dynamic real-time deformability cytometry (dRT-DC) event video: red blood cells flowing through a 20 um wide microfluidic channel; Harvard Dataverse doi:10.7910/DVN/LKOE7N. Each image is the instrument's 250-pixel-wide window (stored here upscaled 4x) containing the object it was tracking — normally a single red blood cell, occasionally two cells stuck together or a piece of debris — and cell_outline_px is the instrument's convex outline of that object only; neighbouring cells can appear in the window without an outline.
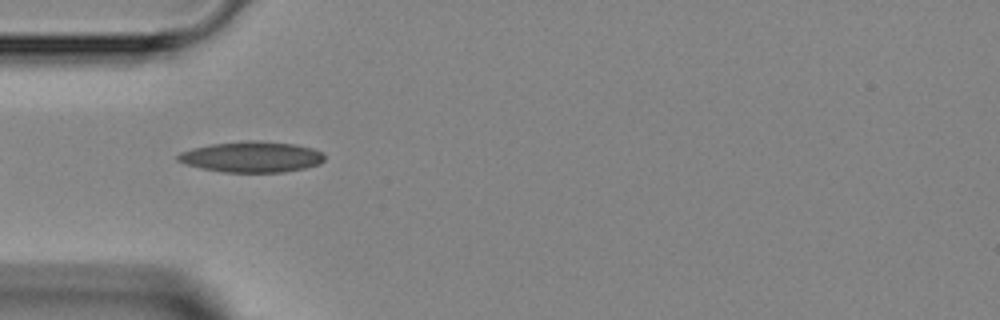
{"species": "Egyptian fruit bat (a non-hibernating species)", "species_latin": "Rousettus aegyptiacus", "temperature_condition": "room temperature", "stored_images_in_passage": 3, "camera_frame_rate_fps": 3000, "um_per_image_px": 0.085, "animal": {"sex": "female"}, "frame": {"image": 1, "passage_image": 1, "time_ms": 0.0, "image_size_px": [1000, 320], "cell_outline_px": [[324, 160], [320, 164], [304, 168], [284, 172], [224, 172], [200, 168], [184, 164], [176, 160], [176, 156], [180, 152], [192, 148], [212, 144], [248, 140], [260, 140], [296, 144], [312, 148], [324, 152]], "centroid_in_image_um": [21.39, 13.33], "position_along_channel_um": 63.6, "area_um2": 26.59}}
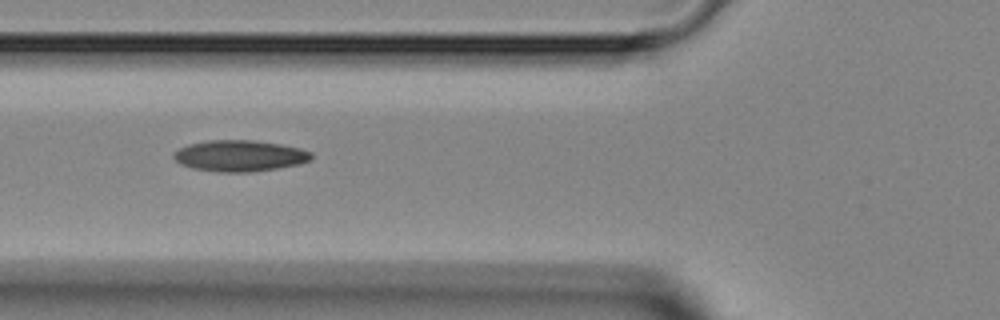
{"frame": {"image": 2, "passage_image": 2, "time_ms": 1.0, "image_size_px": [1000, 320], "cell_outline_px": [[312, 160], [300, 164], [252, 172], [220, 172], [192, 168], [180, 164], [172, 156], [172, 152], [188, 144], [208, 140], [252, 140], [280, 144], [300, 148], [312, 152]], "centroid_in_image_um": [20.37, 13.24], "position_along_channel_um": 105.4, "area_um2": 25.14}}
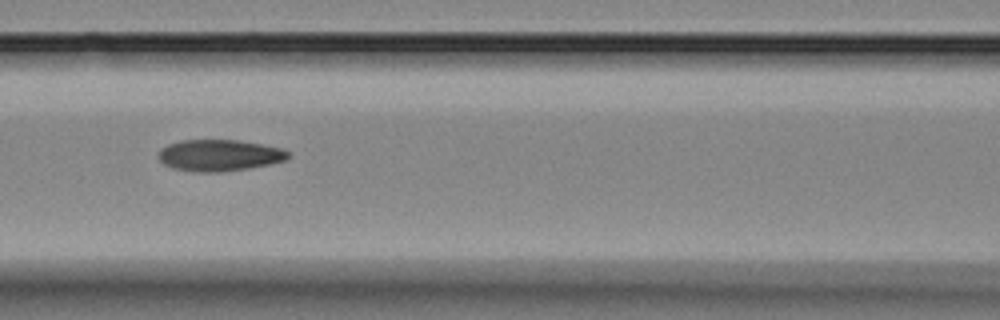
{"frame": {"image": 3, "passage_image": 3, "time_ms": 2.0, "image_size_px": [1000, 320], "cell_outline_px": [[288, 160], [248, 168], [224, 172], [196, 172], [172, 168], [164, 164], [156, 156], [160, 148], [168, 144], [184, 140], [236, 140], [284, 148], [288, 152]], "centroid_in_image_um": [18.61, 13.2], "position_along_channel_um": 148.0, "area_um2": 23.87}}